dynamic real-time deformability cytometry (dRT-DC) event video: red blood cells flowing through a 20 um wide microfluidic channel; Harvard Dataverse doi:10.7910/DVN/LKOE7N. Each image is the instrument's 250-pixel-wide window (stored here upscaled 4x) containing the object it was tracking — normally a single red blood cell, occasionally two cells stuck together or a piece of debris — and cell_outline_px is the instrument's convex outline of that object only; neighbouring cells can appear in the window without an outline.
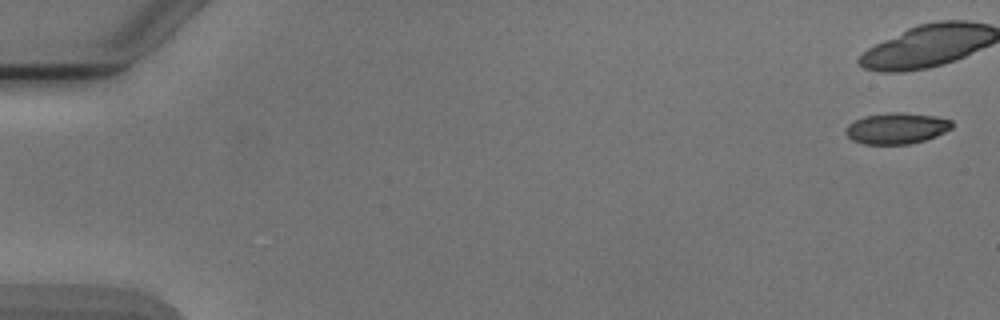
{"species": "Egyptian fruit bat (a non-hibernating species)", "species_latin": "Rousettus aegyptiacus", "temperature_condition": "cold", "stored_images_in_passage": 9, "camera_frame_rate_fps": 3000, "um_per_image_px": 0.085, "animal": {"sex": "male"}, "frame": {"image": 1, "passage_image": 1, "time_ms": 0.0, "image_size_px": [1000, 320], "cell_outline_px": [[952, 128], [936, 136], [924, 140], [908, 144], [864, 144], [852, 140], [844, 132], [848, 124], [864, 116], [892, 112], [900, 112], [932, 116], [952, 120]], "centroid_in_image_um": [76.19, 10.91], "position_along_channel_um": 8.8, "area_um2": 19.07}}
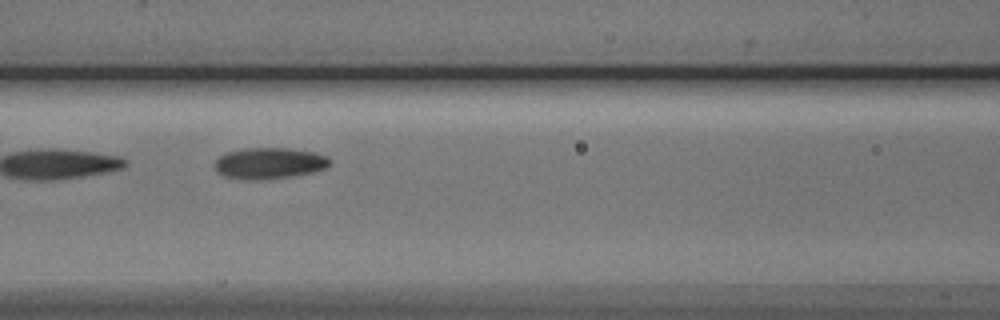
{"frame": {"image": 2, "passage_image": 7, "time_ms": 8.333, "image_size_px": [1000, 320], "cell_outline_px": [[332, 164], [324, 168], [312, 172], [292, 176], [264, 180], [244, 180], [224, 176], [216, 172], [212, 164], [220, 156], [228, 152], [244, 148], [288, 148], [316, 152], [328, 156], [332, 160]], "centroid_in_image_um": [22.89, 13.88], "position_along_channel_um": 143.7, "area_um2": 21.33}}
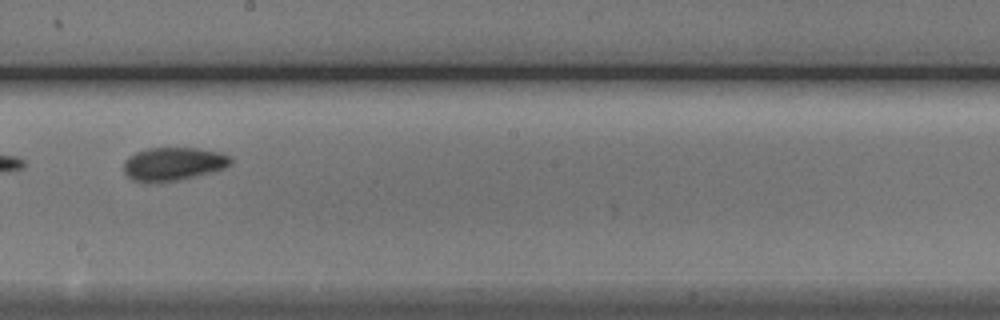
{"frame": {"image": 3, "passage_image": 9, "time_ms": 10.667, "image_size_px": [1000, 320], "cell_outline_px": [[232, 164], [224, 168], [212, 172], [180, 180], [160, 184], [144, 184], [132, 180], [124, 172], [124, 160], [128, 156], [136, 152], [148, 148], [196, 148], [220, 152], [232, 156]], "centroid_in_image_um": [14.71, 13.96], "position_along_channel_um": 233.5, "area_um2": 21.39}}